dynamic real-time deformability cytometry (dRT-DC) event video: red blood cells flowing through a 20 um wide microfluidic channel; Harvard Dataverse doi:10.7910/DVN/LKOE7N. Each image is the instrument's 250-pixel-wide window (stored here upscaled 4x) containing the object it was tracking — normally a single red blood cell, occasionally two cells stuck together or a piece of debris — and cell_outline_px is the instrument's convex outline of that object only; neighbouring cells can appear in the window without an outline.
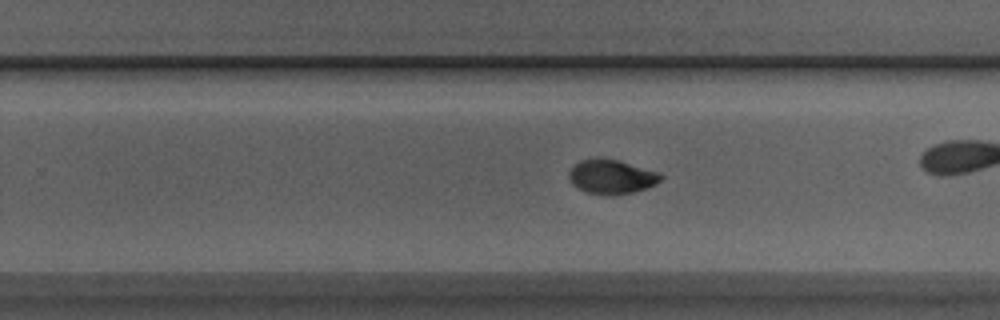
{"species": "Egyptian fruit bat (a non-hibernating species)", "species_latin": "Rousettus aegyptiacus", "temperature_condition": "room temperature", "stored_images_in_passage": 51, "camera_frame_rate_fps": 3000, "um_per_image_px": 0.085, "animal": {"sex": "male"}, "frame": {"image": 1, "passage_image": 30, "time_ms": 9.667, "image_size_px": [1000, 320], "cell_outline_px": [[664, 176], [656, 184], [648, 188], [632, 192], [612, 196], [608, 196], [588, 192], [572, 184], [568, 176], [568, 172], [580, 160], [620, 160], [660, 172]], "centroid_in_image_um": [52.04, 15.05], "position_along_channel_um": 277.8, "area_um2": 18.15}, "authors_computed_cell_mechanics": {"area_um2": 18.0914, "velocity_mm_per_s": 3.908, "shape_relaxation_time_tau1_ms": 5.7566, "shape_relaxation_time_tau2_ms": 6.6144, "deformation_change_tau1": 0.1647, "deformation_change_tau2": 0.0697}}